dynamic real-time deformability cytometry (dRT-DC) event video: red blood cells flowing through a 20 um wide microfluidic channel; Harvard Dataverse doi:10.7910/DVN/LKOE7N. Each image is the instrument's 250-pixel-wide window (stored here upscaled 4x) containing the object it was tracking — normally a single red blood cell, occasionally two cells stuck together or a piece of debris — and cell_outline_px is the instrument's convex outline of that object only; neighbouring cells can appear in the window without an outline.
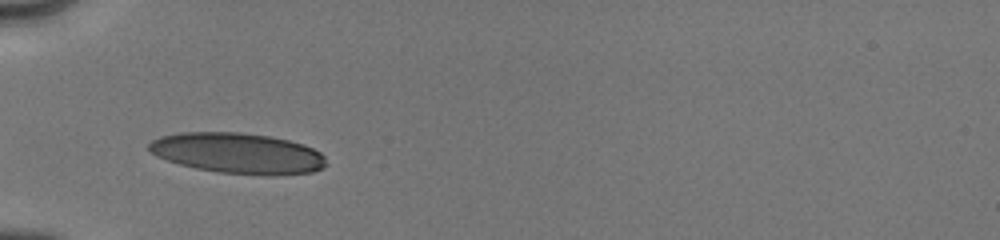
{"species": "human", "species_latin": "Homo sapiens", "temperature_condition": "cold", "stored_images_in_passage": 38, "camera_frame_rate_fps": 3000, "um_per_image_px": 0.085, "donor": {"sex": "male"}, "frame": {"image": 1, "passage_image": 1, "time_ms": 0.0, "image_size_px": [1000, 240], "cell_outline_px": [[328, 164], [324, 168], [312, 172], [272, 176], [268, 176], [216, 172], [196, 168], [180, 164], [156, 156], [148, 148], [148, 144], [152, 140], [160, 136], [180, 132], [240, 132], [268, 136], [288, 140], [304, 144], [320, 152], [324, 156]], "centroid_in_image_um": [20.24, 13.03], "position_along_channel_um": 64.8, "area_um2": 42.25}}
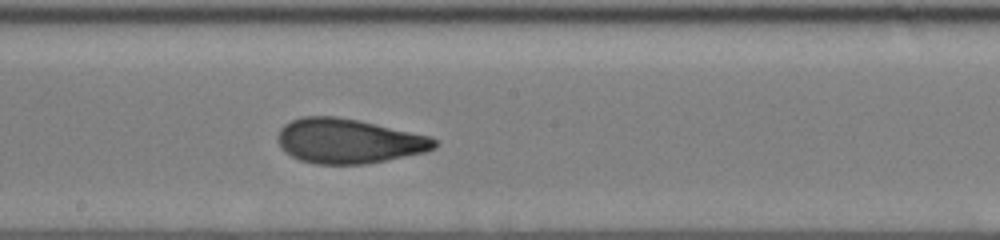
{"frame": {"image": 2, "passage_image": 21, "time_ms": 4.0, "image_size_px": [1000, 240], "cell_outline_px": [[436, 148], [424, 152], [364, 164], [316, 164], [300, 160], [284, 152], [280, 148], [276, 136], [280, 128], [284, 124], [292, 120], [304, 116], [336, 116], [360, 120], [432, 136], [436, 140]], "centroid_in_image_um": [29.6, 11.97], "position_along_channel_um": 218.6, "area_um2": 40.98}}
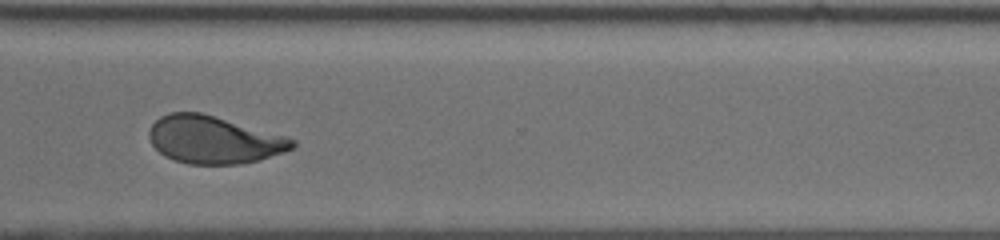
{"frame": {"image": 3, "passage_image": 37, "time_ms": 7.333, "image_size_px": [1000, 240], "cell_outline_px": [[296, 144], [292, 148], [284, 152], [256, 160], [240, 164], [188, 164], [164, 156], [152, 144], [148, 136], [148, 132], [152, 124], [160, 116], [168, 112], [200, 112], [288, 136], [296, 140]], "centroid_in_image_um": [18.16, 11.87], "position_along_channel_um": 352.4, "area_um2": 39.65}}